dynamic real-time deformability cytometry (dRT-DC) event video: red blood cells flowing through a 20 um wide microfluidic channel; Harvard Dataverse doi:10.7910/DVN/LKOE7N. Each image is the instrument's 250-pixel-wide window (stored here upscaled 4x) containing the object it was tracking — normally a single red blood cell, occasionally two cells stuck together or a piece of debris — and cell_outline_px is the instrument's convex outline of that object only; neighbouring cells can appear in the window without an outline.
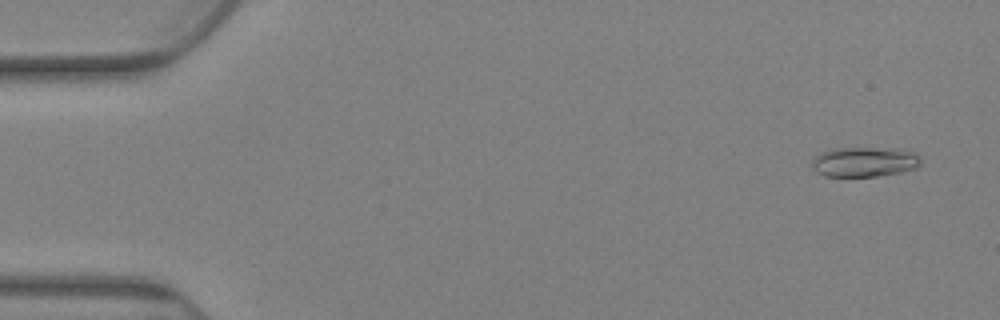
{"species": "Egyptian fruit bat (a non-hibernating species)", "species_latin": "Rousettus aegyptiacus", "temperature_condition": "warm", "stored_images_in_passage": 84, "camera_frame_rate_fps": 3000, "um_per_image_px": 0.085, "animal": {"sex": "female"}, "frame": {"image": 1, "passage_image": 5, "time_ms": 1.333, "image_size_px": [1000, 320], "cell_outline_px": [[920, 164], [916, 168], [900, 172], [876, 176], [824, 176], [816, 172], [812, 168], [812, 160], [820, 152], [836, 148], [868, 148], [912, 152], [920, 160]], "centroid_in_image_um": [73.38, 13.78], "position_along_channel_um": 11.6, "area_um2": 18.44}}
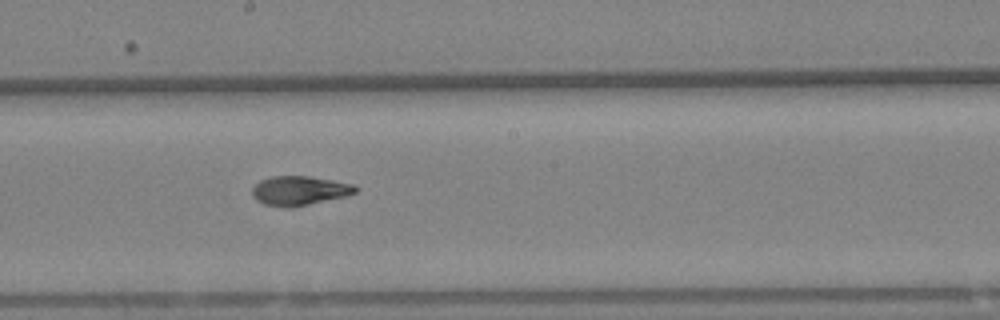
{"frame": {"image": 2, "passage_image": 47, "time_ms": 15.333, "image_size_px": [1000, 320], "cell_outline_px": [[360, 188], [356, 192], [348, 196], [292, 208], [288, 208], [264, 204], [256, 200], [252, 196], [252, 188], [260, 180], [272, 176], [308, 176], [332, 180], [352, 184]], "centroid_in_image_um": [25.46, 16.21], "position_along_channel_um": 222.7, "area_um2": 17.8}}
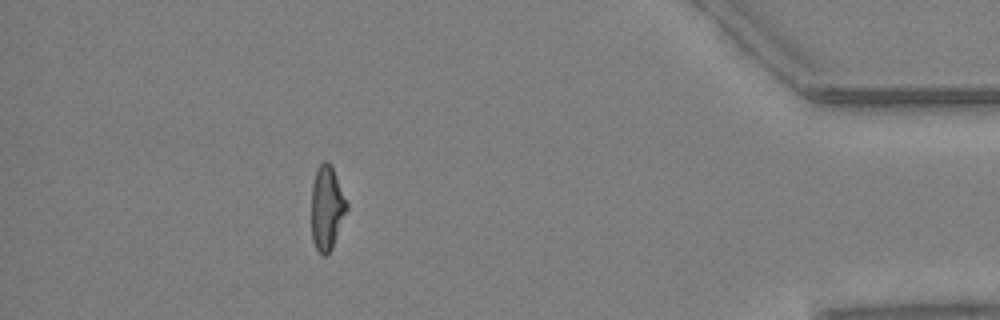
{"frame": {"image": 3, "passage_image": 75, "time_ms": 24.667, "image_size_px": [1000, 320], "cell_outline_px": [[348, 208], [332, 248], [324, 256], [316, 248], [312, 240], [312, 184], [316, 168], [324, 160], [328, 160], [332, 168], [348, 204]], "centroid_in_image_um": [27.77, 17.66], "position_along_channel_um": 407.4, "area_um2": 17.11}, "authors_computed_cell_mechanics": {"area_um2": 17.629, "velocity_mm_per_s": 2.4973, "shape_relaxation_time_tau1_ms": 9.3291, "shape_relaxation_time_tau2_ms": 3.4374, "deformation_change_tau1": 0.2191, "deformation_change_tau2": 0.0857}}